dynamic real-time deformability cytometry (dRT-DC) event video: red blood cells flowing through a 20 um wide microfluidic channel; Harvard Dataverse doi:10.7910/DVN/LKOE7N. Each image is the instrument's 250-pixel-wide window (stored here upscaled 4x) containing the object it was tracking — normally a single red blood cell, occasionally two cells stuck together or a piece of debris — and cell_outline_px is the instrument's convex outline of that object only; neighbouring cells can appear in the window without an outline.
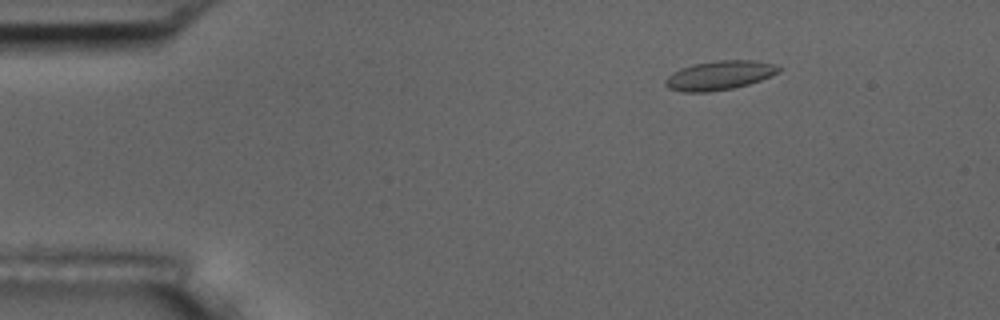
{"species": "common noctule bat (a hibernating species)", "species_latin": "Nyctalus noctula", "temperature_condition": "room temperature", "stored_images_in_passage": 3, "camera_frame_rate_fps": 3000, "um_per_image_px": 0.085, "animal": {"sex": "male", "body_mass_g": 17.5, "forearm_length_mm": 52.3}, "frame": {"image": 1, "passage_image": 1, "time_ms": 0.0, "image_size_px": [1000, 320], "cell_outline_px": [[784, 68], [780, 72], [760, 80], [748, 84], [732, 88], [708, 92], [684, 92], [668, 88], [664, 84], [664, 80], [672, 72], [680, 68], [692, 64], [716, 60], [756, 60], [772, 64]], "centroid_in_image_um": [61.14, 6.39], "position_along_channel_um": 23.9, "area_um2": 19.36}}